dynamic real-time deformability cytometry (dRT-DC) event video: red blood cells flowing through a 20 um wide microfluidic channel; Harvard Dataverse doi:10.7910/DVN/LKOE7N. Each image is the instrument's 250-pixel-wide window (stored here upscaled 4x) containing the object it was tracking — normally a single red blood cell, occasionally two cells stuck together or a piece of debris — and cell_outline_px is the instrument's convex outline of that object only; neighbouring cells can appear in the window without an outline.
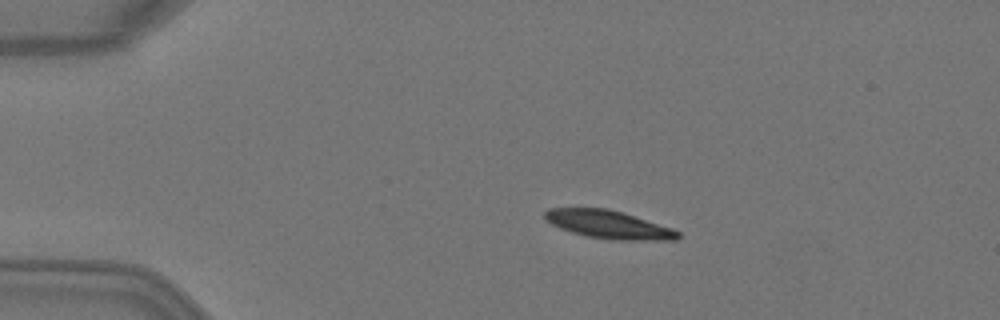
{"species": "Egyptian fruit bat (a non-hibernating species)", "species_latin": "Rousettus aegyptiacus", "temperature_condition": "warm", "stored_images_in_passage": 4, "camera_frame_rate_fps": 3000, "um_per_image_px": 0.085, "animal": {"sex": "female"}, "frame": {"image": 1, "passage_image": 2, "time_ms": 0.333, "image_size_px": [1000, 320], "cell_outline_px": [[680, 236], [676, 240], [612, 240], [584, 236], [560, 228], [552, 224], [544, 216], [544, 212], [548, 208], [608, 208], [672, 228], [680, 232]], "centroid_in_image_um": [51.73, 19.09], "position_along_channel_um": 33.3, "area_um2": 21.68}}
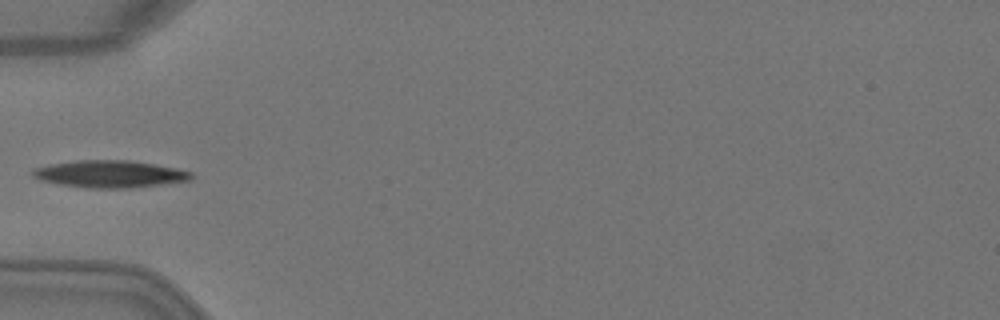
{"frame": {"image": 2, "passage_image": 4, "time_ms": 1.0, "image_size_px": [1000, 320], "cell_outline_px": [[196, 176], [192, 180], [132, 188], [84, 188], [60, 184], [40, 180], [32, 176], [32, 168], [52, 164], [76, 160], [128, 160], [176, 168], [192, 172]], "centroid_in_image_um": [9.35, 14.79], "position_along_channel_um": 75.7, "area_um2": 25.2}}